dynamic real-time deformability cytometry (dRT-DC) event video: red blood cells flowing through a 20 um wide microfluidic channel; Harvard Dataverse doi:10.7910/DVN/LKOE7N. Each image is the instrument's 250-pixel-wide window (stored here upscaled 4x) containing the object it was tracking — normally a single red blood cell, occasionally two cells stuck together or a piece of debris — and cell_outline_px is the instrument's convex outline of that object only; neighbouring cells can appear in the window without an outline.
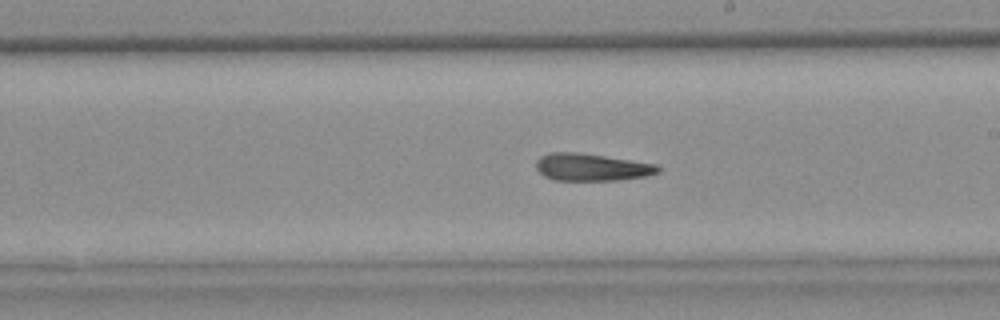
{"species": "common noctule bat (a hibernating species)", "species_latin": "Nyctalus noctula", "temperature_condition": "warm", "stored_images_in_passage": 40, "camera_frame_rate_fps": 3000, "um_per_image_px": 0.085, "animal": {"sex": "female", "body_mass_g": 25.1}, "frame": {"image": 1, "passage_image": 23, "time_ms": 7.333, "image_size_px": [1000, 320], "cell_outline_px": [[660, 172], [644, 176], [620, 180], [556, 180], [544, 176], [536, 168], [536, 160], [540, 156], [552, 152], [580, 152], [656, 164], [660, 168]], "centroid_in_image_um": [50.27, 14.2], "position_along_channel_um": 238.7, "area_um2": 19.36}}